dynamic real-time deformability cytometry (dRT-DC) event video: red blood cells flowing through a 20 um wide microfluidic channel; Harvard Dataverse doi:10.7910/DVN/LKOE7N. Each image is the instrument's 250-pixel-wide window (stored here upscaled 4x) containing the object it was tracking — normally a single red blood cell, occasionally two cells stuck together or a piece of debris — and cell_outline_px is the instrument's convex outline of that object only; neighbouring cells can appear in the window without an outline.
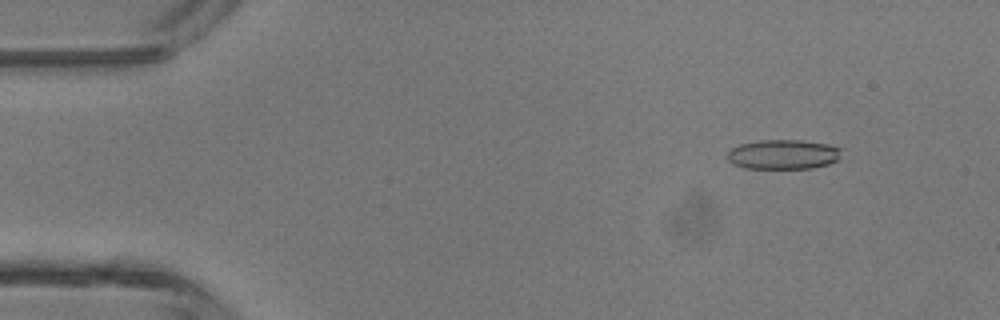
{"species": "common noctule bat (a hibernating species)", "species_latin": "Nyctalus noctula", "temperature_condition": "room temperature", "stored_images_in_passage": 4, "camera_frame_rate_fps": 3000, "um_per_image_px": 0.085, "animal": {"sex": "male", "body_mass_g": 13.3}, "frame": {"image": 1, "passage_image": 1, "time_ms": 0.0, "image_size_px": [1000, 320], "cell_outline_px": [[840, 148], [836, 160], [828, 164], [812, 168], [744, 168], [732, 164], [728, 160], [728, 152], [732, 148], [740, 144], [760, 140], [800, 140], [828, 144]], "centroid_in_image_um": [66.52, 13.12], "position_along_channel_um": 18.5, "area_um2": 19.48}}